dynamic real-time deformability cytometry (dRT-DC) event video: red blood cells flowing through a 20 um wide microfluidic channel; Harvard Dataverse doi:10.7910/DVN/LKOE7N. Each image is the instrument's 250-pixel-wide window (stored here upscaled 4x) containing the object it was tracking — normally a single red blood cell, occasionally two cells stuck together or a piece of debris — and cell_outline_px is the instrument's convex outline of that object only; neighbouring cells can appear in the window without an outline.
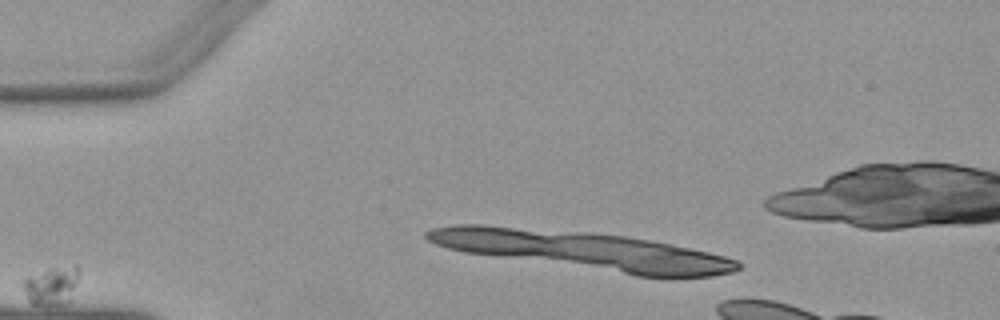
{"species": "Egyptian fruit bat (a non-hibernating species)", "species_latin": "Rousettus aegyptiacus", "temperature_condition": "warm", "stored_images_in_passage": 10, "camera_frame_rate_fps": 3000, "um_per_image_px": 0.085, "animal": {"sex": "female"}, "frame": {"image": 1, "passage_image": 9, "time_ms": 2.667, "image_size_px": [1000, 320], "cell_outline_px": [[80, 272], [68, 304], [32, 304], [28, 300], [20, 284], [20, 280], [24, 276], [52, 268], [76, 264], [80, 268]], "centroid_in_image_um": [4.34, 24.24], "position_along_channel_um": 80.7, "area_um2": 12.77}}